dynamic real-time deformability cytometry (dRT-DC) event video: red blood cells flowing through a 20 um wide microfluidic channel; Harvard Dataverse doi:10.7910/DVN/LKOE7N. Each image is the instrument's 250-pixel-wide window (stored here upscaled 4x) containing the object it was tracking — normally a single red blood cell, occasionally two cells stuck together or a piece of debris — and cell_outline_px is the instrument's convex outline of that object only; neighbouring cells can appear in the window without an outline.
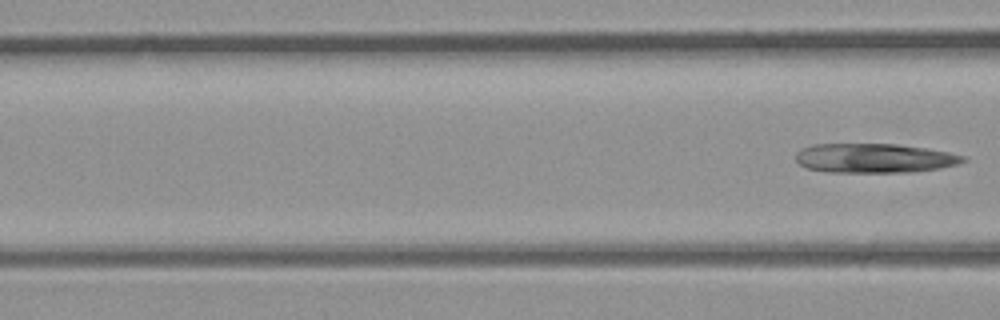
{"species": "common noctule bat (a hibernating species)", "species_latin": "Nyctalus noctula", "temperature_condition": "room temperature", "stored_images_in_passage": 5, "segment_of_instrument_passage": [2, 2], "camera_frame_rate_fps": 3000, "um_per_image_px": 0.085, "animal": {"sex": "male", "body_mass_g": 23.1, "forearm_length_mm": 52.7}, "frame": {"image": 1, "passage_image": 5, "time_ms": 1.333, "image_size_px": [1000, 320], "cell_outline_px": [[968, 160], [960, 164], [940, 168], [912, 172], [828, 172], [808, 168], [800, 164], [796, 160], [796, 152], [812, 144], [896, 144], [924, 148], [948, 152], [968, 156]], "centroid_in_image_um": [74.38, 13.44], "position_along_channel_um": 92.2, "area_um2": 28.67}}